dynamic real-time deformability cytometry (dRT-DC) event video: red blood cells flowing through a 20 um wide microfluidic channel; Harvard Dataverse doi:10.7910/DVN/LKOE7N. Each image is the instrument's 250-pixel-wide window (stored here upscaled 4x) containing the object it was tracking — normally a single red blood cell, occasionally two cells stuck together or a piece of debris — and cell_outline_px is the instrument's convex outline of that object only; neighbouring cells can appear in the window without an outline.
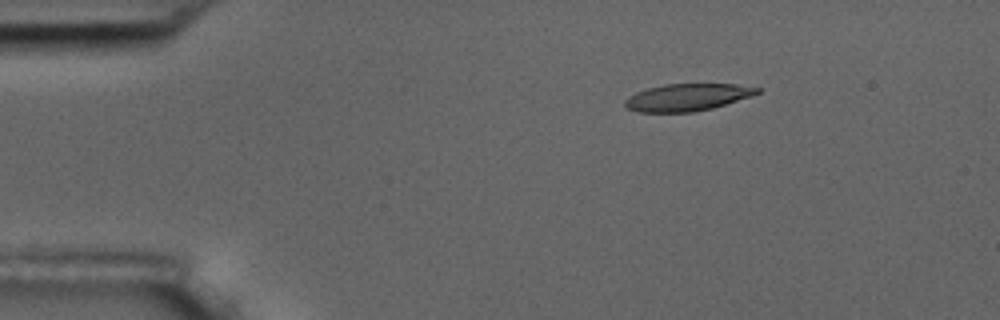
{"species": "common noctule bat (a hibernating species)", "species_latin": "Nyctalus noctula", "temperature_condition": "room temperature", "stored_images_in_passage": 4, "camera_frame_rate_fps": 3000, "um_per_image_px": 0.085, "animal": {"sex": "male", "body_mass_g": 17.5, "forearm_length_mm": 52.3}, "frame": {"image": 1, "passage_image": 2, "time_ms": 2.0, "image_size_px": [1000, 320], "cell_outline_px": [[760, 92], [752, 96], [712, 108], [692, 112], [636, 112], [624, 108], [624, 100], [628, 96], [636, 92], [648, 88], [664, 84], [736, 84], [760, 88]], "centroid_in_image_um": [58.37, 8.27], "position_along_channel_um": 26.6, "area_um2": 21.04}}